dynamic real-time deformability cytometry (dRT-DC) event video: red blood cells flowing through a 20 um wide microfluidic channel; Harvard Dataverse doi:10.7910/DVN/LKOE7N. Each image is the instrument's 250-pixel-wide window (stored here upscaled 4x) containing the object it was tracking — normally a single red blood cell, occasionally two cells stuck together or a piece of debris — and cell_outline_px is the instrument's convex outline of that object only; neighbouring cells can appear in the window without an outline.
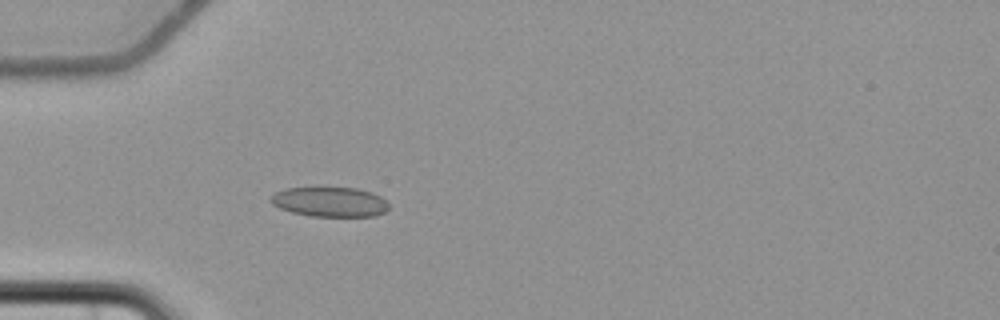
{"species": "common noctule bat (a hibernating species)", "species_latin": "Nyctalus noctula", "temperature_condition": "cold", "stored_images_in_passage": 6, "camera_frame_rate_fps": 3000, "um_per_image_px": 0.085, "animal": {"sex": "female", "body_mass_g": 22.7, "forearm_length_mm": 54.2}, "frame": {"image": 1, "passage_image": 6, "time_ms": 6.333, "image_size_px": [1000, 320], "cell_outline_px": [[388, 208], [384, 212], [376, 216], [312, 216], [292, 212], [280, 208], [272, 204], [272, 196], [276, 192], [284, 188], [316, 184], [356, 188], [372, 192], [380, 196], [388, 204]], "centroid_in_image_um": [28.01, 17.1], "position_along_channel_um": 57.0, "area_um2": 21.27}}